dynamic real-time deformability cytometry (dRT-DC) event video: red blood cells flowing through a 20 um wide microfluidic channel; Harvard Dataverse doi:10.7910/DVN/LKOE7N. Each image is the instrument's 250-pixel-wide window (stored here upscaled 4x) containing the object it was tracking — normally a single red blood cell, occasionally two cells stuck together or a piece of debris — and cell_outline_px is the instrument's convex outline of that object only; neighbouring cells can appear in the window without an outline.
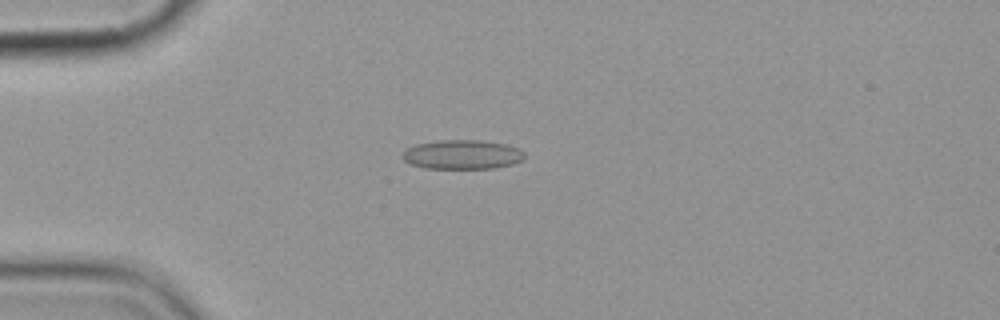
{"species": "common noctule bat (a hibernating species)", "species_latin": "Nyctalus noctula", "temperature_condition": "cold", "stored_images_in_passage": 8, "camera_frame_rate_fps": 3000, "um_per_image_px": 0.085, "animal": {"sex": "female", "body_mass_g": 19.9}, "frame": {"image": 1, "passage_image": 1, "time_ms": 0.0, "image_size_px": [1000, 320], "cell_outline_px": [[524, 160], [512, 164], [496, 168], [424, 168], [412, 164], [404, 160], [400, 156], [408, 148], [416, 144], [440, 140], [480, 140], [504, 144], [520, 148], [524, 152]], "centroid_in_image_um": [39.32, 13.13], "position_along_channel_um": 45.7, "area_um2": 20.81}}
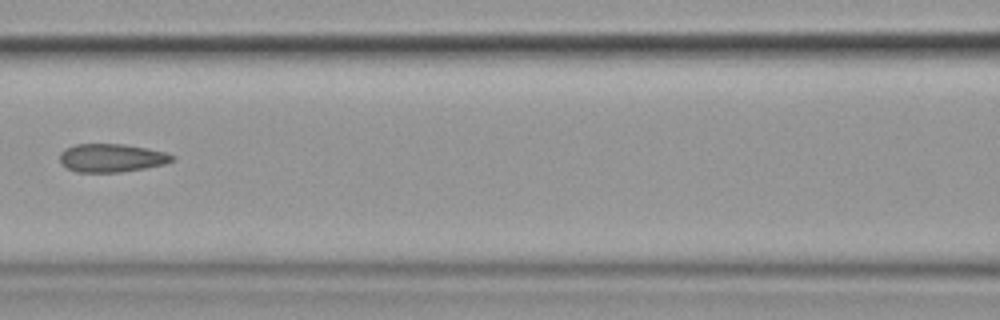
{"frame": {"image": 2, "passage_image": 4, "time_ms": 3.667, "image_size_px": [1000, 320], "cell_outline_px": [[176, 160], [164, 164], [144, 168], [120, 172], [76, 172], [60, 164], [60, 152], [64, 148], [76, 144], [124, 144], [148, 148], [164, 152], [176, 156]], "centroid_in_image_um": [9.48, 13.42], "position_along_channel_um": 157.1, "area_um2": 18.67}}
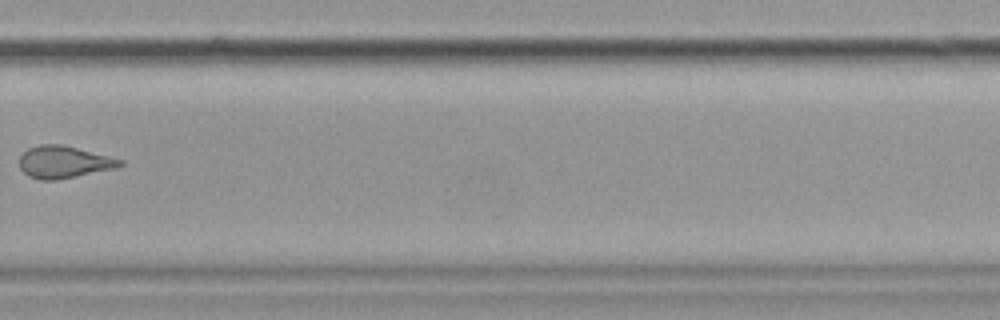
{"frame": {"image": 3, "passage_image": 8, "time_ms": 8.333, "image_size_px": [1000, 320], "cell_outline_px": [[124, 164], [116, 168], [56, 180], [40, 180], [28, 176], [20, 168], [20, 156], [28, 148], [40, 144], [64, 144], [124, 160]], "centroid_in_image_um": [5.43, 13.76], "position_along_channel_um": 324.4, "area_um2": 18.9}}